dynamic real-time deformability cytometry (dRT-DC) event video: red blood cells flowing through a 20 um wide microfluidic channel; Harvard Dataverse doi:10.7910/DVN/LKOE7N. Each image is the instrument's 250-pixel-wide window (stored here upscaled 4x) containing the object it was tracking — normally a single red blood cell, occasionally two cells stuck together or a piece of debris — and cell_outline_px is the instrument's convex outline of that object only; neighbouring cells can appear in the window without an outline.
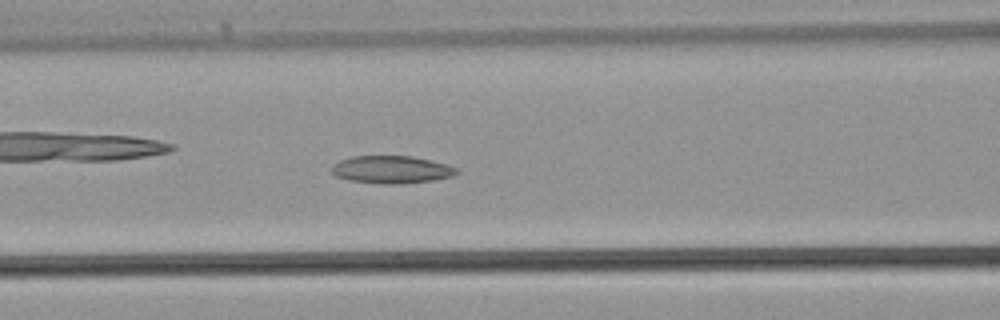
{"species": "common noctule bat (a hibernating species)", "species_latin": "Nyctalus noctula", "temperature_condition": "warm", "stored_images_in_passage": 41, "camera_frame_rate_fps": 3000, "um_per_image_px": 0.085, "animal": {"sex": "male", "body_mass_g": 21.5, "forearm_length_mm": 52.0}, "frame": {"image": 1, "passage_image": 16, "time_ms": 5.0, "image_size_px": [1000, 320], "cell_outline_px": [[460, 172], [452, 176], [432, 180], [400, 184], [380, 184], [348, 180], [332, 176], [332, 164], [340, 160], [352, 156], [412, 156], [448, 164], [460, 168]], "centroid_in_image_um": [33.27, 14.42], "position_along_channel_um": 133.3, "area_um2": 20.4}}
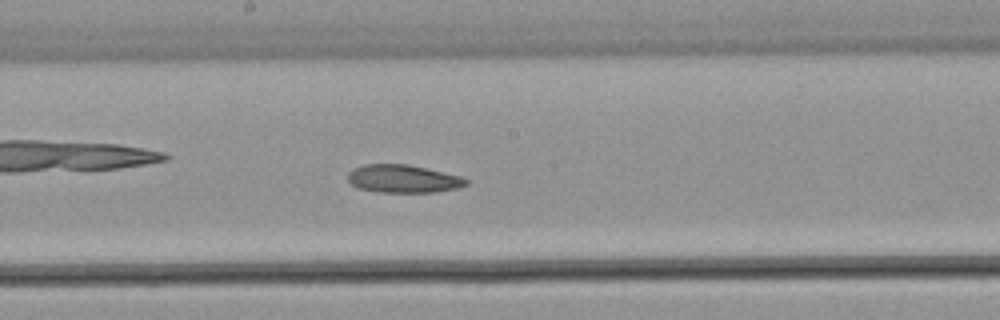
{"frame": {"image": 2, "passage_image": 21, "time_ms": 6.667, "image_size_px": [1000, 320], "cell_outline_px": [[468, 184], [460, 188], [436, 192], [380, 192], [356, 188], [348, 180], [348, 172], [352, 168], [364, 164], [408, 164], [460, 176], [468, 180]], "centroid_in_image_um": [34.25, 15.2], "position_along_channel_um": 213.9, "area_um2": 19.36}}
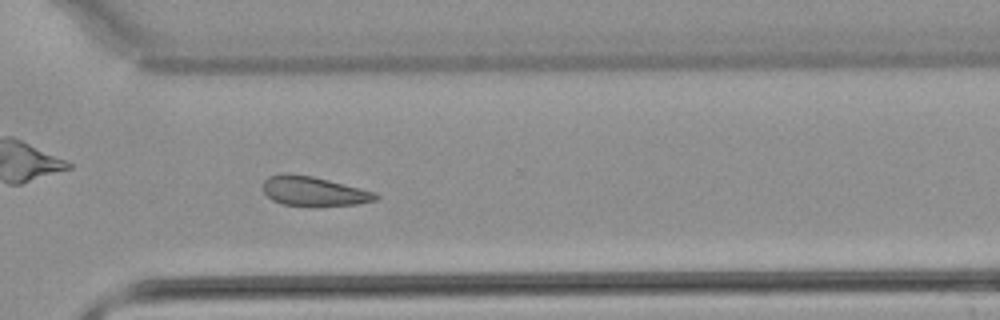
{"frame": {"image": 3, "passage_image": 29, "time_ms": 9.333, "image_size_px": [1000, 320], "cell_outline_px": [[380, 196], [376, 200], [356, 204], [316, 208], [280, 204], [272, 200], [264, 192], [264, 180], [268, 176], [284, 172], [288, 172], [312, 176], [376, 192]], "centroid_in_image_um": [26.66, 16.28], "position_along_channel_um": 343.9, "area_um2": 19.94}}